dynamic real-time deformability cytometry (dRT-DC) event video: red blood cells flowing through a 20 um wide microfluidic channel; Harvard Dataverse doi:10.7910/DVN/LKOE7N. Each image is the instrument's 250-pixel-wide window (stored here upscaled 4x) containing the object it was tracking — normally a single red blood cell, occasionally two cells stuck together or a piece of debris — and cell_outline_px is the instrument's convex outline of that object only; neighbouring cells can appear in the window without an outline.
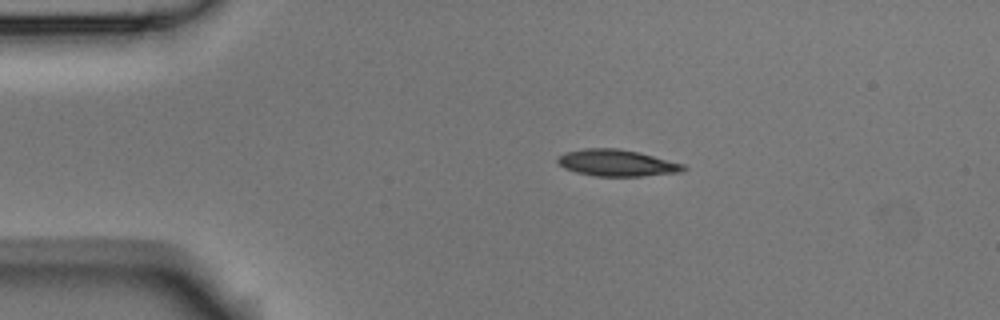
{"species": "Egyptian fruit bat (a non-hibernating species)", "species_latin": "Rousettus aegyptiacus", "temperature_condition": "room temperature", "stored_images_in_passage": 2, "camera_frame_rate_fps": 3000, "um_per_image_px": 0.085, "animal": {"sex": "male"}, "frame": {"image": 1, "passage_image": 1, "time_ms": 0.0, "image_size_px": [1000, 320], "cell_outline_px": [[688, 168], [680, 172], [640, 176], [596, 176], [576, 172], [564, 168], [556, 160], [556, 156], [568, 152], [584, 148], [616, 148], [640, 152], [684, 164]], "centroid_in_image_um": [52.43, 13.84], "position_along_channel_um": 32.6, "area_um2": 19.48}}